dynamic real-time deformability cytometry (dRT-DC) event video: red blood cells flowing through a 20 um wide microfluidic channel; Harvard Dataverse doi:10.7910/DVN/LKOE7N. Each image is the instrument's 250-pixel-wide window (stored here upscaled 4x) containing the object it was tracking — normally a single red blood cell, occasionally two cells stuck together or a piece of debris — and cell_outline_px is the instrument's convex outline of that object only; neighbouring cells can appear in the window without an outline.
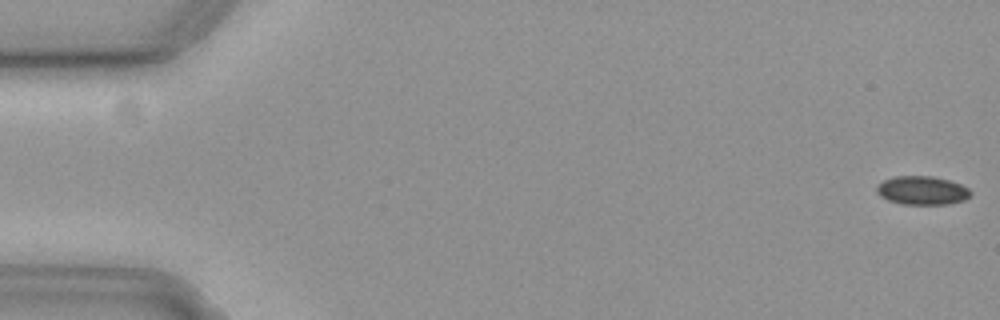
{"species": "common noctule bat (a hibernating species)", "species_latin": "Nyctalus noctula", "temperature_condition": "cold", "stored_images_in_passage": 57, "camera_frame_rate_fps": 3000, "um_per_image_px": 0.085, "animal": {"sex": "female", "body_mass_g": 19.3, "forearm_length_mm": 54.1}, "frame": {"image": 1, "passage_image": 1, "time_ms": 0.0, "image_size_px": [1000, 320], "cell_outline_px": [[972, 192], [964, 200], [948, 204], [900, 204], [888, 200], [880, 196], [876, 192], [876, 188], [884, 180], [896, 176], [932, 176], [948, 180], [960, 184], [968, 188]], "centroid_in_image_um": [78.37, 16.19], "position_along_channel_um": 6.6, "area_um2": 15.55}}
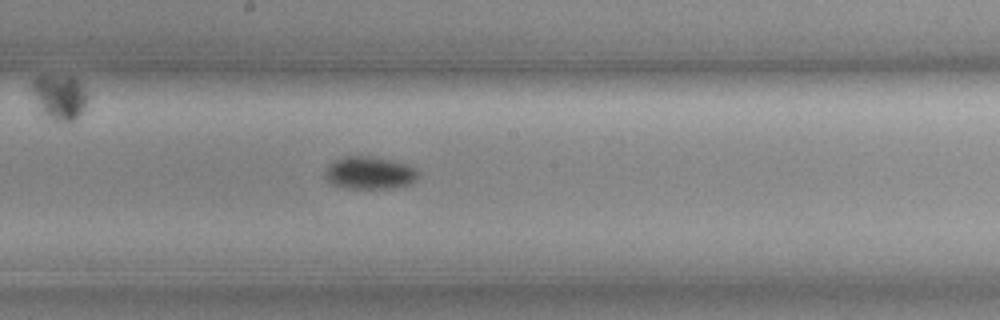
{"frame": {"image": 2, "passage_image": 31, "time_ms": 10.0, "image_size_px": [1000, 320], "cell_outline_px": [[420, 176], [412, 184], [388, 188], [348, 188], [332, 184], [328, 180], [328, 164], [344, 156], [368, 156], [408, 164], [416, 168], [420, 172]], "centroid_in_image_um": [31.5, 14.7], "position_along_channel_um": 216.7, "area_um2": 17.46}}
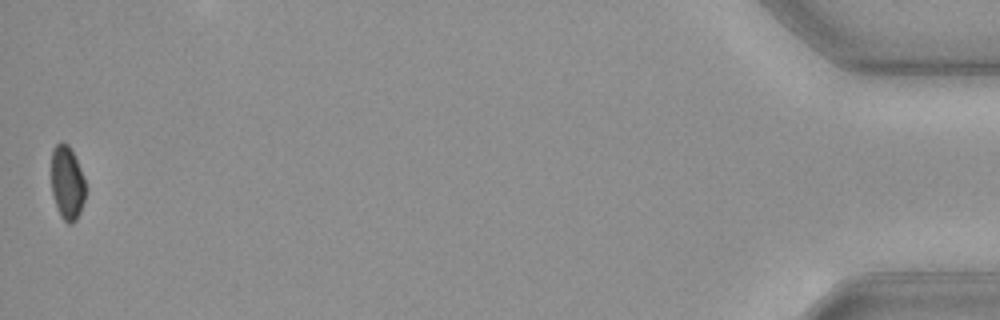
{"frame": {"image": 3, "passage_image": 57, "time_ms": 18.667, "image_size_px": [1000, 320], "cell_outline_px": [[84, 200], [80, 212], [76, 220], [72, 224], [68, 224], [60, 216], [52, 192], [52, 148], [60, 140], [68, 144], [80, 168], [84, 180]], "centroid_in_image_um": [5.69, 15.53], "position_along_channel_um": 429.5, "area_um2": 14.51}, "authors_computed_cell_mechanics": {"area_um2": 16.184, "velocity_mm_per_s": 3.6503, "shape_relaxation_time_tau1_ms": 3.6173, "shape_relaxation_time_tau2_ms": null, "deformation_change_tau1": 0.0469, "deformation_change_tau2": null}}